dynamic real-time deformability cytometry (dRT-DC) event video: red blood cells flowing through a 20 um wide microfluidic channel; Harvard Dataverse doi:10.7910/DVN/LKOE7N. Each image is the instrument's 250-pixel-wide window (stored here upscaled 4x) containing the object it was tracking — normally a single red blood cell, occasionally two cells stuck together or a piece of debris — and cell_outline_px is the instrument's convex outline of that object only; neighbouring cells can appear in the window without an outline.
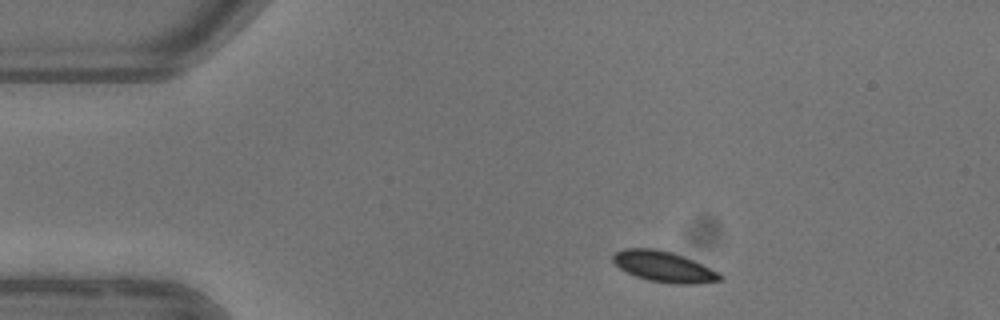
{"species": "common noctule bat (a hibernating species)", "species_latin": "Nyctalus noctula", "temperature_condition": "warm", "stored_images_in_passage": 2, "camera_frame_rate_fps": 3000, "um_per_image_px": 0.085, "animal": {"sex": "female"}, "frame": {"image": 1, "passage_image": 1, "time_ms": 0.0, "image_size_px": [1000, 320], "cell_outline_px": [[724, 276], [720, 280], [692, 284], [672, 284], [648, 280], [636, 276], [620, 268], [612, 260], [612, 256], [616, 252], [624, 248], [656, 248], [672, 252], [684, 256], [720, 272]], "centroid_in_image_um": [56.44, 22.66], "position_along_channel_um": 28.6, "area_um2": 19.19}}